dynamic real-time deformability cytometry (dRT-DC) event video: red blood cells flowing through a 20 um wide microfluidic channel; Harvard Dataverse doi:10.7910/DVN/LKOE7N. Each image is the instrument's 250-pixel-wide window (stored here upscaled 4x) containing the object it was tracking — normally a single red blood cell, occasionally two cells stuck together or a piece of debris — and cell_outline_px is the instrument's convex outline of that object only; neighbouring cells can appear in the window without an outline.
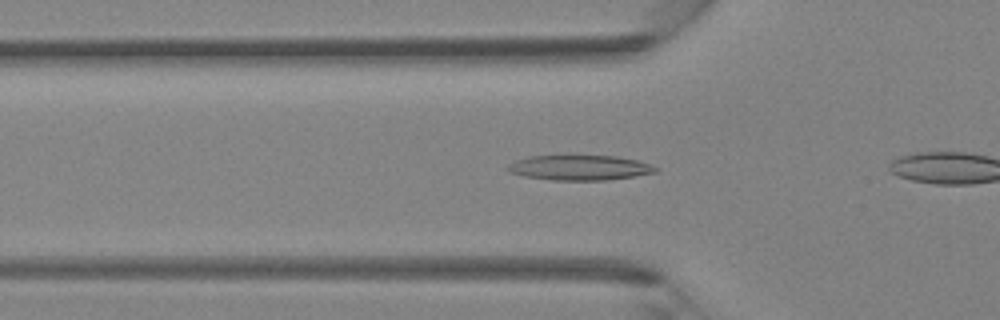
{"species": "Egyptian fruit bat (a non-hibernating species)", "species_latin": "Rousettus aegyptiacus", "temperature_condition": "room temperature", "stored_images_in_passage": 31, "camera_frame_rate_fps": 3000, "um_per_image_px": 0.085, "animal": {"sex": "female"}, "frame": {"image": 1, "passage_image": 11, "time_ms": 3.333, "image_size_px": [1000, 320], "cell_outline_px": [[660, 168], [656, 172], [636, 176], [608, 180], [552, 180], [524, 176], [508, 172], [504, 168], [508, 164], [516, 160], [528, 156], [616, 156], [636, 160]], "centroid_in_image_um": [49.24, 14.26], "position_along_channel_um": 76.6, "area_um2": 21.62}}
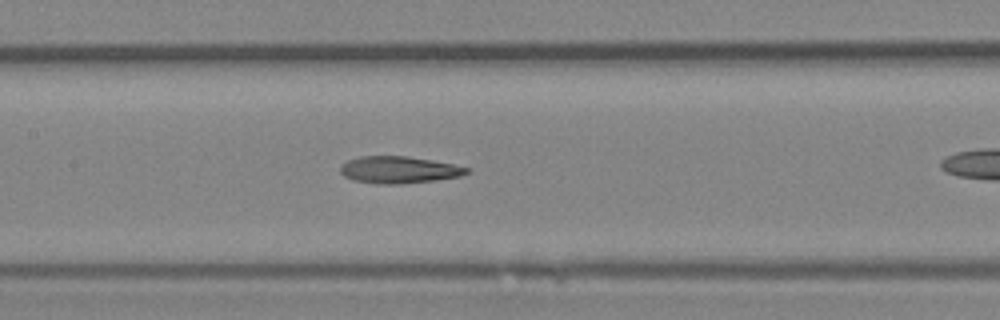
{"frame": {"image": 2, "passage_image": 17, "time_ms": 5.333, "image_size_px": [1000, 320], "cell_outline_px": [[472, 168], [468, 172], [460, 176], [436, 180], [400, 184], [376, 184], [352, 180], [344, 176], [340, 172], [340, 164], [348, 160], [360, 156], [408, 156], [432, 160]], "centroid_in_image_um": [33.88, 14.43], "position_along_channel_um": 173.5, "area_um2": 20.0}}
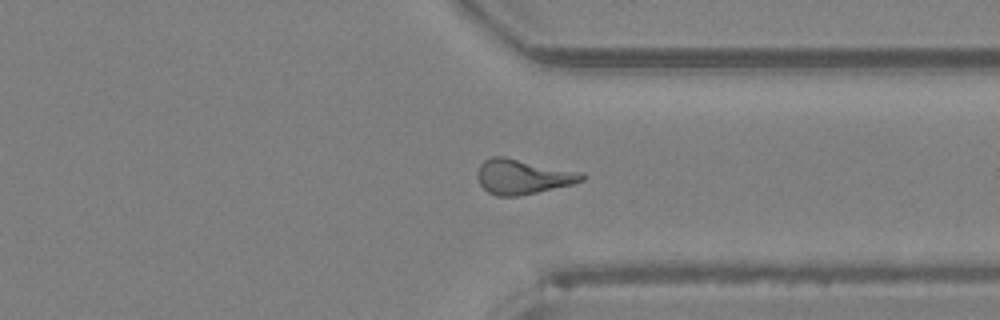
{"frame": {"image": 3, "passage_image": 29, "time_ms": 9.333, "image_size_px": [1000, 320], "cell_outline_px": [[588, 176], [584, 180], [572, 184], [520, 196], [496, 196], [488, 192], [480, 184], [476, 176], [476, 172], [480, 164], [484, 160], [492, 156], [504, 156], [584, 172]], "centroid_in_image_um": [44.45, 15.0], "position_along_channel_um": 367.0, "area_um2": 21.56}}